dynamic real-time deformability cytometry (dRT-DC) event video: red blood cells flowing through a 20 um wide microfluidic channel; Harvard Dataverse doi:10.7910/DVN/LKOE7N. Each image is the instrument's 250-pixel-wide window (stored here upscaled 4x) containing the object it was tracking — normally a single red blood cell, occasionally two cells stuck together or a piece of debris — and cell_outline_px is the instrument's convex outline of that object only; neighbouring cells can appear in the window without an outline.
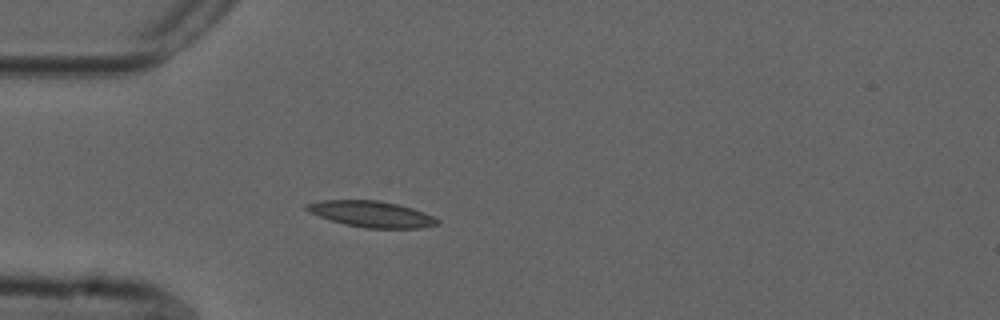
{"species": "common noctule bat (a hibernating species)", "species_latin": "Nyctalus noctula", "temperature_condition": "cold", "stored_images_in_passage": 45, "camera_frame_rate_fps": 3000, "um_per_image_px": 0.085, "animal": {"sex": "male", "forearm_length_mm": 52.5}, "frame": {"image": 1, "passage_image": 6, "time_ms": 1.667, "image_size_px": [1000, 320], "cell_outline_px": [[440, 224], [420, 228], [364, 228], [344, 224], [308, 212], [304, 208], [304, 204], [320, 200], [380, 200], [412, 208], [424, 212], [440, 220]], "centroid_in_image_um": [31.56, 18.19], "position_along_channel_um": 53.4, "area_um2": 19.94}}
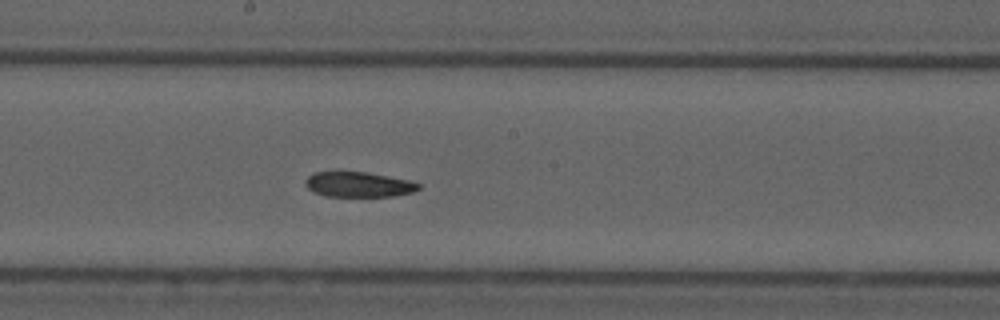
{"frame": {"image": 2, "passage_image": 20, "time_ms": 6.333, "image_size_px": [1000, 320], "cell_outline_px": [[420, 188], [412, 192], [392, 196], [324, 196], [312, 192], [304, 184], [304, 180], [312, 172], [368, 172], [408, 180], [420, 184]], "centroid_in_image_um": [30.42, 15.68], "position_along_channel_um": 217.8, "area_um2": 16.59}}
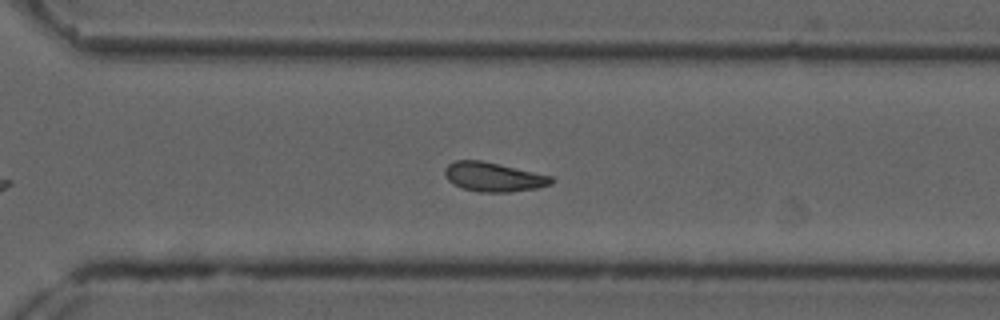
{"frame": {"image": 3, "passage_image": 29, "time_ms": 9.333, "image_size_px": [1000, 320], "cell_outline_px": [[556, 180], [552, 184], [536, 188], [508, 192], [480, 192], [460, 188], [452, 184], [448, 180], [444, 172], [444, 168], [448, 164], [456, 160], [480, 160], [500, 164], [552, 176]], "centroid_in_image_um": [41.94, 15.04], "position_along_channel_um": 328.7, "area_um2": 18.26}, "authors_computed_cell_mechanics": {"area_um2": 18.2648, "velocity_mm_per_s": 3.7077, "shape_relaxation_time_tau1_ms": null, "shape_relaxation_time_tau2_ms": 7.6721, "deformation_change_tau1": null, "deformation_change_tau2": 0.1415}}